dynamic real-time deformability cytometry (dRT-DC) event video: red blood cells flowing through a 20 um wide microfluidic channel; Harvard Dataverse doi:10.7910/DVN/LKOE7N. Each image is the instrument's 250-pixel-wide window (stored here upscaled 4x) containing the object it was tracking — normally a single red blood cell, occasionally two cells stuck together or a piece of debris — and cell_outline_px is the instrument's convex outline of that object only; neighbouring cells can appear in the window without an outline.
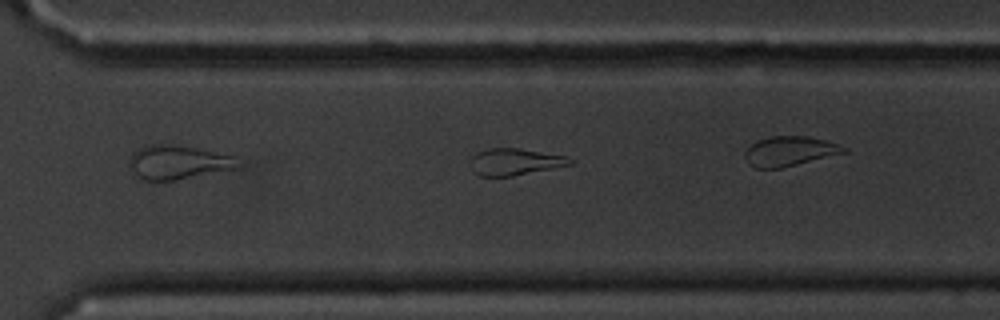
{"species": "common noctule bat (a hibernating species)", "species_latin": "Nyctalus noctula", "temperature_condition": "cold", "stored_images_in_passage": 27, "camera_frame_rate_fps": 3000, "um_per_image_px": 0.085, "animal": {"sex": "male", "body_mass_g": 20.1, "forearm_length_mm": 53.5}, "frame": {"image": 1, "passage_image": 23, "time_ms": 7.333, "image_size_px": [1000, 320], "cell_outline_px": [[572, 164], [512, 176], [480, 176], [472, 172], [472, 156], [476, 152], [488, 148], [520, 148], [564, 156], [572, 160]], "centroid_in_image_um": [43.71, 13.75], "position_along_channel_um": 326.9, "area_um2": 15.32}}